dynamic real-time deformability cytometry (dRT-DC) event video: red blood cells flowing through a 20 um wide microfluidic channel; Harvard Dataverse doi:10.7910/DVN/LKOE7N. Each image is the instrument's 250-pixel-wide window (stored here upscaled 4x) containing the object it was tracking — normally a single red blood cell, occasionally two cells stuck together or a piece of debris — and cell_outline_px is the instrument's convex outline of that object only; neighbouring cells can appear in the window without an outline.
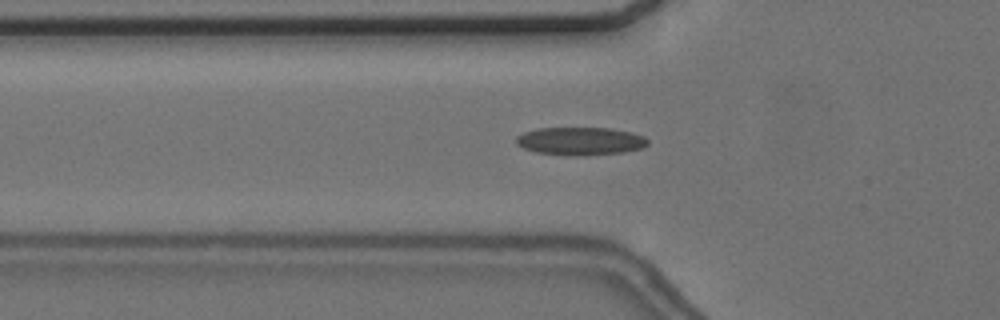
{"species": "common noctule bat (a hibernating species)", "species_latin": "Nyctalus noctula", "temperature_condition": "cold", "stored_images_in_passage": 57, "camera_frame_rate_fps": 3000, "um_per_image_px": 0.085, "animal": {"sex": "female", "body_mass_g": 24.6, "forearm_length_mm": 56.2}, "frame": {"image": 1, "passage_image": 20, "time_ms": 6.333, "image_size_px": [1000, 320], "cell_outline_px": [[648, 144], [644, 148], [624, 152], [584, 156], [568, 156], [536, 152], [524, 148], [516, 144], [516, 136], [524, 132], [536, 128], [612, 128], [632, 132], [644, 136], [648, 140]], "centroid_in_image_um": [49.35, 12.0], "position_along_channel_um": 76.5, "area_um2": 21.79}}
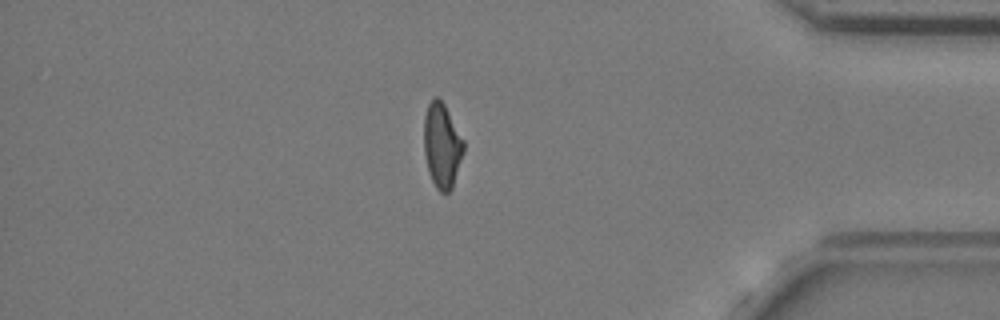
{"frame": {"image": 2, "passage_image": 49, "time_ms": 16.0, "image_size_px": [1000, 320], "cell_outline_px": [[464, 152], [452, 188], [448, 192], [440, 192], [436, 188], [428, 172], [424, 152], [424, 116], [428, 104], [436, 96], [444, 104], [464, 140]], "centroid_in_image_um": [37.56, 12.38], "position_along_channel_um": 397.6, "area_um2": 19.54}}
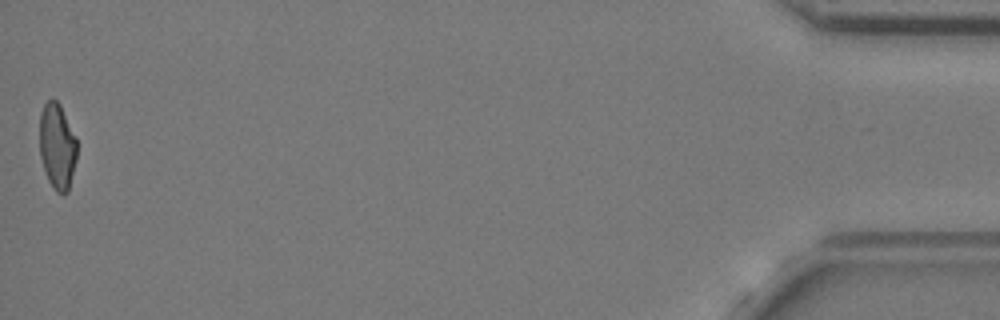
{"frame": {"image": 3, "passage_image": 57, "time_ms": 18.667, "image_size_px": [1000, 320], "cell_outline_px": [[76, 160], [68, 192], [64, 196], [56, 192], [52, 188], [44, 172], [40, 156], [40, 112], [44, 104], [48, 100], [56, 100], [60, 104], [76, 136]], "centroid_in_image_um": [4.86, 12.47], "position_along_channel_um": 430.3, "area_um2": 18.96}, "authors_computed_cell_mechanics": {"area_um2": 19.941, "velocity_mm_per_s": 3.6438, "shape_relaxation_time_tau1_ms": 4.3246, "shape_relaxation_time_tau2_ms": 2.0199, "deformation_change_tau1": 0.1545, "deformation_change_tau2": 0.0973}}